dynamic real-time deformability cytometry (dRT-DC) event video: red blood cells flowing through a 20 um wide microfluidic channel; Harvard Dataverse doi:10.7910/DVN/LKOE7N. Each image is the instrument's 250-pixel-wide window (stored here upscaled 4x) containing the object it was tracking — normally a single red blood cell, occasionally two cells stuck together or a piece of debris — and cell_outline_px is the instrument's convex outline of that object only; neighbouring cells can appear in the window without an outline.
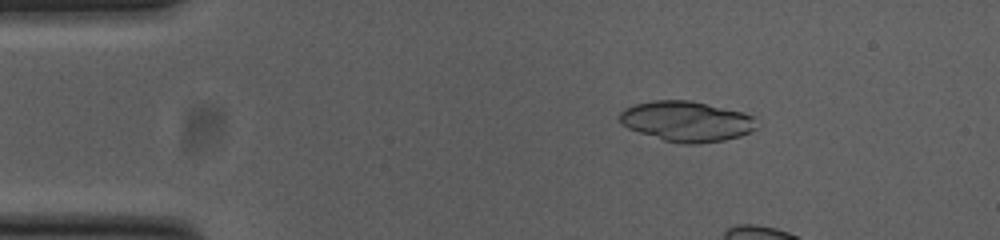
{"species": "common noctule bat (a hibernating species)", "species_latin": "Nyctalus noctula", "temperature_condition": "cold", "stored_images_in_passage": 14, "camera_frame_rate_fps": 3000, "um_per_image_px": 0.085, "animal": {"sex": "female", "body_mass_g": 23.0, "forearm_length_mm": 53.4}, "frame": {"image": 1, "passage_image": 8, "time_ms": 2.333, "image_size_px": [1000, 240], "cell_outline_px": [[756, 128], [752, 132], [740, 136], [724, 140], [696, 144], [680, 144], [664, 140], [628, 128], [620, 124], [620, 112], [624, 108], [636, 104], [652, 100], [688, 100], [744, 112], [756, 116]], "centroid_in_image_um": [58.39, 10.31], "position_along_channel_um": 26.6, "area_um2": 32.31}}